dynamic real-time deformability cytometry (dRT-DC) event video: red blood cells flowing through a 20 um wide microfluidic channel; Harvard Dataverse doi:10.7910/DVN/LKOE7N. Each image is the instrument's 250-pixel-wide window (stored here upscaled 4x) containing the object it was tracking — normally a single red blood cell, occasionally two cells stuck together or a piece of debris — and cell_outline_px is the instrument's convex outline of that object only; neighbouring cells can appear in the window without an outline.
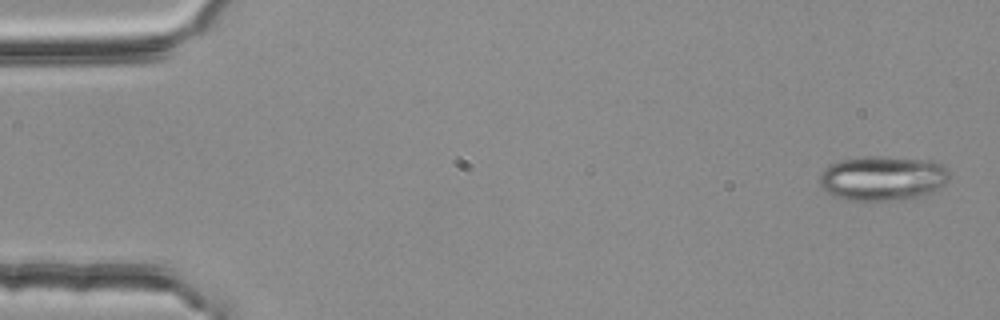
{"species": "common noctule bat (a hibernating species)", "species_latin": "Nyctalus noctula", "temperature_condition": "room temperature", "stored_images_in_passage": 4, "camera_frame_rate_fps": 3000, "um_per_image_px": 0.085, "animal": {"sex": "female", "body_mass_g": 25.1}, "frame": {"image": 1, "passage_image": 1, "time_ms": 0.0, "image_size_px": [1000, 320], "cell_outline_px": [[948, 176], [944, 184], [936, 192], [924, 196], [904, 200], [844, 200], [820, 188], [820, 172], [828, 164], [840, 160], [864, 156], [888, 156], [932, 160], [948, 168]], "centroid_in_image_um": [75.03, 15.14], "position_along_channel_um": 10.0, "area_um2": 34.45}}